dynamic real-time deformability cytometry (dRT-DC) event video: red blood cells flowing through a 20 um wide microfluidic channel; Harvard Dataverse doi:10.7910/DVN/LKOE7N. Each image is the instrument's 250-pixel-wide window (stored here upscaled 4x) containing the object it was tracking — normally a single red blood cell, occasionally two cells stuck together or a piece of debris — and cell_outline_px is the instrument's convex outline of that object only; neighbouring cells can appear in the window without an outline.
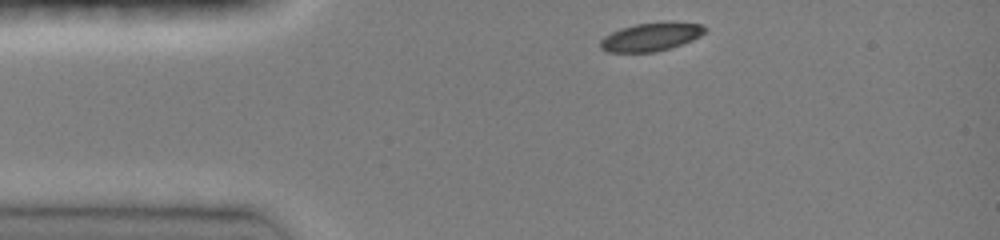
{"species": "common noctule bat (a hibernating species)", "species_latin": "Nyctalus noctula", "temperature_condition": "room temperature", "stored_images_in_passage": 35, "camera_frame_rate_fps": 3000, "um_per_image_px": 0.085, "animal": {"sex": "female", "body_mass_g": 19.0, "forearm_length_mm": 51.5}, "frame": {"image": 1, "passage_image": 1, "time_ms": 0.0, "image_size_px": [1000, 240], "cell_outline_px": [[708, 28], [700, 36], [692, 40], [656, 52], [608, 52], [600, 48], [600, 40], [604, 36], [612, 32], [636, 24], [700, 24]], "centroid_in_image_um": [55.27, 3.18], "position_along_channel_um": 29.7, "area_um2": 16.42}}
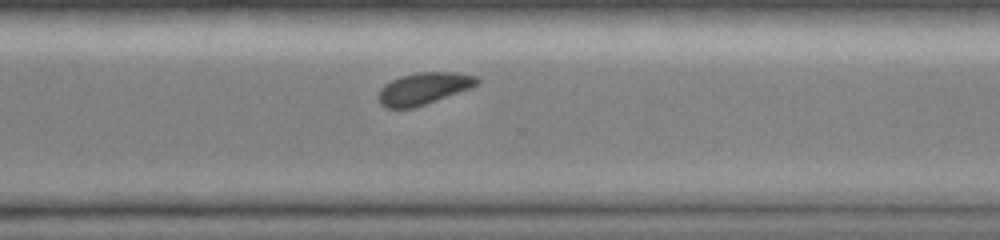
{"frame": {"image": 2, "passage_image": 27, "time_ms": 8.667, "image_size_px": [1000, 240], "cell_outline_px": [[480, 80], [472, 88], [412, 108], [388, 108], [380, 104], [380, 88], [384, 84], [400, 76], [416, 72], [460, 72], [476, 76]], "centroid_in_image_um": [36.04, 7.5], "position_along_channel_um": 334.6, "area_um2": 18.21}}
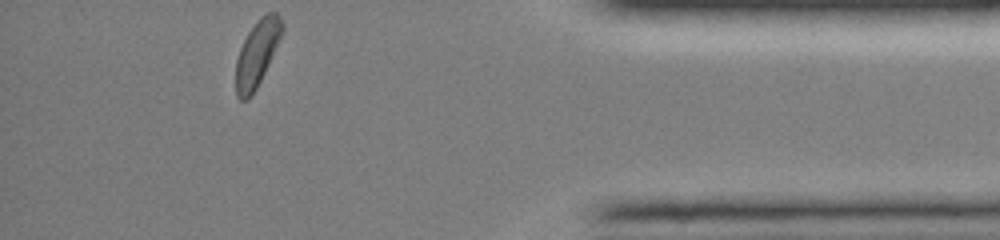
{"frame": {"image": 3, "passage_image": 35, "time_ms": 11.333, "image_size_px": [1000, 240], "cell_outline_px": [[284, 32], [256, 88], [248, 100], [240, 100], [236, 96], [236, 60], [240, 48], [248, 32], [260, 16], [268, 12], [276, 12], [280, 16], [284, 24]], "centroid_in_image_um": [21.86, 4.5], "position_along_channel_um": 413.3, "area_um2": 17.74}, "authors_computed_cell_mechanics": {"area_um2": 18.5538, "velocity_mm_per_s": 3.9852, "shape_relaxation_time_tau1_ms": 2.6164, "shape_relaxation_time_tau2_ms": null, "deformation_change_tau1": 0.1009, "deformation_change_tau2": null}}